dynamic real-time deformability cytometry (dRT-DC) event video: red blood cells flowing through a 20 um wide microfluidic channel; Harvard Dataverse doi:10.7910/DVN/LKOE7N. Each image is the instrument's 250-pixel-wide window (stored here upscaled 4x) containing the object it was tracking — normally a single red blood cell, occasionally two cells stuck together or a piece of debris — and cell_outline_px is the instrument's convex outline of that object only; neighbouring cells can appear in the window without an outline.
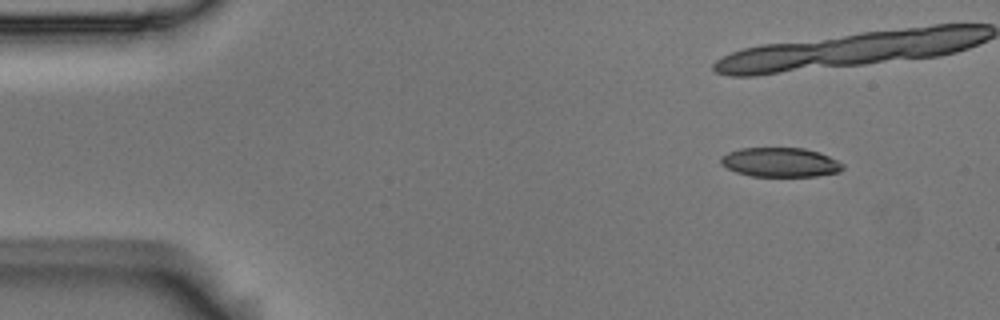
{"species": "Egyptian fruit bat (a non-hibernating species)", "species_latin": "Rousettus aegyptiacus", "temperature_condition": "room temperature", "stored_images_in_passage": 7, "camera_frame_rate_fps": 3000, "um_per_image_px": 0.085, "animal": {"sex": "male"}, "frame": {"image": 1, "passage_image": 1, "time_ms": 0.0, "image_size_px": [1000, 320], "cell_outline_px": [[844, 168], [840, 172], [816, 176], [752, 176], [736, 172], [720, 164], [720, 156], [728, 152], [740, 148], [804, 148], [820, 152], [844, 164]], "centroid_in_image_um": [66.32, 13.79], "position_along_channel_um": 18.7, "area_um2": 20.92}}